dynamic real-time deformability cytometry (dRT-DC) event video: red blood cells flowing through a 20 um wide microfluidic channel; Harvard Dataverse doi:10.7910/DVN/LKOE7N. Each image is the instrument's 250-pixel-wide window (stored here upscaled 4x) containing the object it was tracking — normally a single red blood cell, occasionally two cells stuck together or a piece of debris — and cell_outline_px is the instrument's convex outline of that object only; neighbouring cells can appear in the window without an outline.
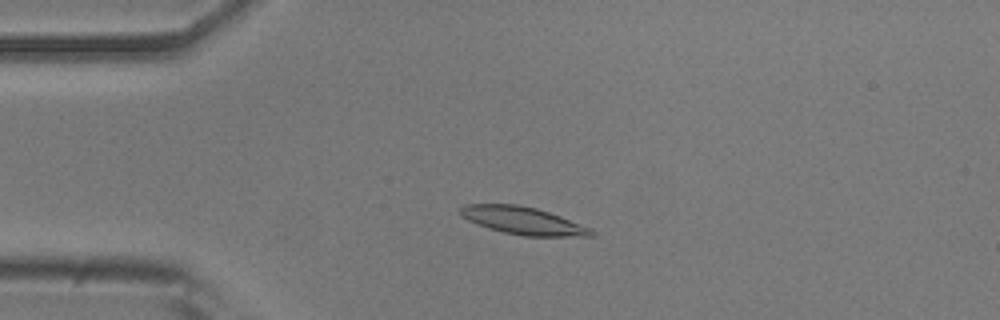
{"species": "common noctule bat (a hibernating species)", "species_latin": "Nyctalus noctula", "temperature_condition": "room temperature", "stored_images_in_passage": 53, "camera_frame_rate_fps": 3000, "um_per_image_px": 0.085, "animal": {"sex": "male", "body_mass_g": 20.5, "forearm_length_mm": 52.5}, "frame": {"image": 1, "passage_image": 12, "time_ms": 3.667, "image_size_px": [1000, 320], "cell_outline_px": [[596, 232], [592, 236], [524, 236], [504, 232], [488, 228], [476, 224], [460, 216], [460, 208], [464, 204], [516, 204], [536, 208], [560, 216], [592, 228]], "centroid_in_image_um": [44.45, 18.75], "position_along_channel_um": 40.6, "area_um2": 21.04}}
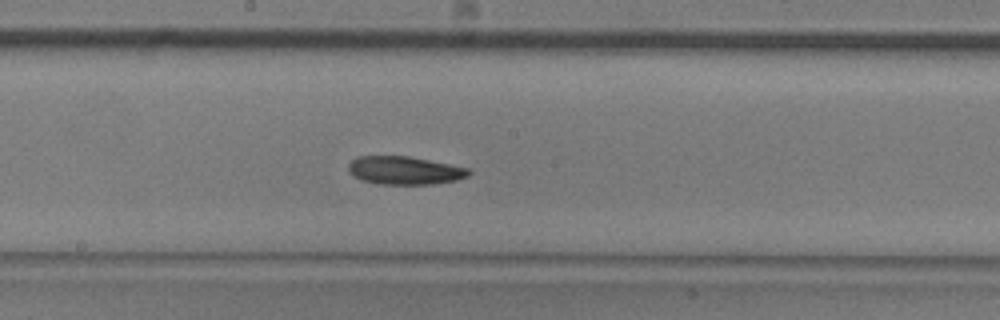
{"frame": {"image": 2, "passage_image": 28, "time_ms": 9.0, "image_size_px": [1000, 320], "cell_outline_px": [[472, 172], [468, 176], [456, 180], [432, 184], [380, 184], [364, 180], [348, 172], [348, 164], [352, 160], [360, 156], [408, 156], [468, 168]], "centroid_in_image_um": [34.4, 14.48], "position_along_channel_um": 213.8, "area_um2": 19.48}}
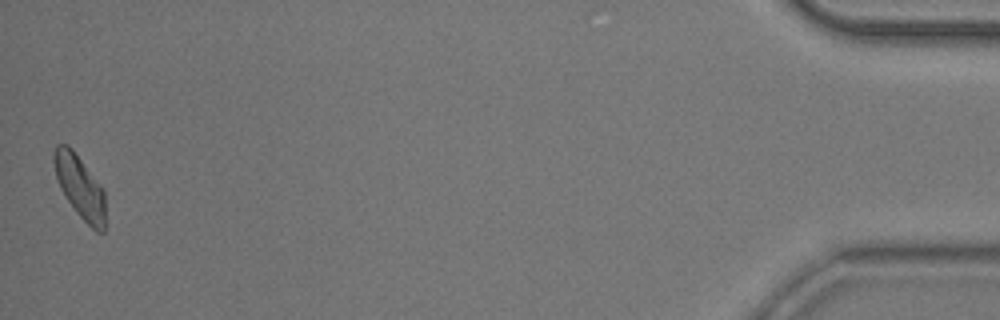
{"frame": {"image": 3, "passage_image": 53, "time_ms": 17.333, "image_size_px": [1000, 320], "cell_outline_px": [[104, 232], [96, 232], [76, 212], [60, 188], [56, 176], [52, 160], [52, 156], [56, 144], [68, 144], [72, 148], [104, 188]], "centroid_in_image_um": [6.77, 15.83], "position_along_channel_um": 428.4, "area_um2": 18.84}, "authors_computed_cell_mechanics": {"area_um2": 19.7098, "velocity_mm_per_s": 3.7012, "shape_relaxation_time_tau1_ms": 6.8033, "shape_relaxation_time_tau2_ms": null, "deformation_change_tau1": 0.1456, "deformation_change_tau2": null}}